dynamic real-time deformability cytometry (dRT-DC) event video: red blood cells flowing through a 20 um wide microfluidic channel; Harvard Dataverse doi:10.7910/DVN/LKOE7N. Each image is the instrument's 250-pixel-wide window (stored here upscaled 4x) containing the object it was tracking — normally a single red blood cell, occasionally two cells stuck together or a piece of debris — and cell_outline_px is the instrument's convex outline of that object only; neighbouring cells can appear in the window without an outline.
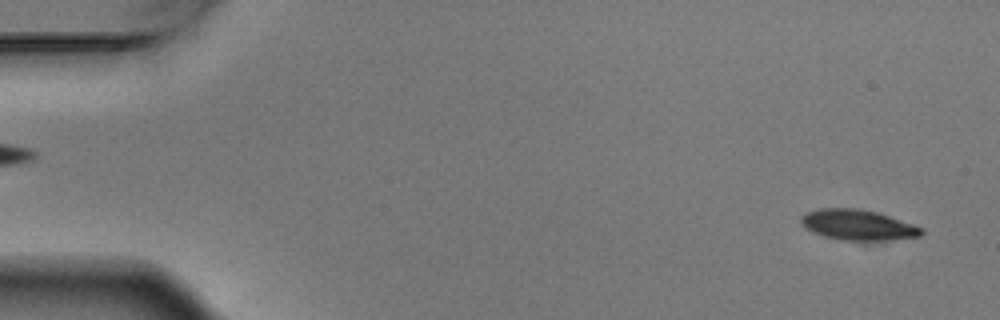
{"species": "Egyptian fruit bat (a non-hibernating species)", "species_latin": "Rousettus aegyptiacus", "temperature_condition": "warm", "stored_images_in_passage": 2, "camera_frame_rate_fps": 3000, "um_per_image_px": 0.085, "animal": {"sex": "male"}, "frame": {"image": 1, "passage_image": 2, "time_ms": 0.333, "image_size_px": [1000, 320], "cell_outline_px": [[924, 232], [920, 236], [872, 244], [868, 244], [840, 240], [824, 236], [812, 232], [804, 228], [800, 224], [800, 216], [804, 212], [820, 208], [860, 208], [880, 212], [924, 228]], "centroid_in_image_um": [72.94, 19.16], "position_along_channel_um": 12.1, "area_um2": 22.77}}